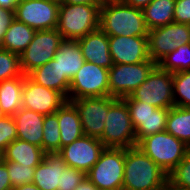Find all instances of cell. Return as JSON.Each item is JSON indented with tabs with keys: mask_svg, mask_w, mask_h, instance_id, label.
<instances>
[{
	"mask_svg": "<svg viewBox=\"0 0 190 190\" xmlns=\"http://www.w3.org/2000/svg\"><path fill=\"white\" fill-rule=\"evenodd\" d=\"M168 174L137 146L125 149L122 190H167Z\"/></svg>",
	"mask_w": 190,
	"mask_h": 190,
	"instance_id": "1",
	"label": "cell"
},
{
	"mask_svg": "<svg viewBox=\"0 0 190 190\" xmlns=\"http://www.w3.org/2000/svg\"><path fill=\"white\" fill-rule=\"evenodd\" d=\"M99 28L108 36H148L142 9L120 0H105L100 7Z\"/></svg>",
	"mask_w": 190,
	"mask_h": 190,
	"instance_id": "2",
	"label": "cell"
},
{
	"mask_svg": "<svg viewBox=\"0 0 190 190\" xmlns=\"http://www.w3.org/2000/svg\"><path fill=\"white\" fill-rule=\"evenodd\" d=\"M102 4H59L57 30L63 39L78 40L99 29Z\"/></svg>",
	"mask_w": 190,
	"mask_h": 190,
	"instance_id": "3",
	"label": "cell"
},
{
	"mask_svg": "<svg viewBox=\"0 0 190 190\" xmlns=\"http://www.w3.org/2000/svg\"><path fill=\"white\" fill-rule=\"evenodd\" d=\"M136 146L167 174L183 160L190 150V147L166 130L142 138Z\"/></svg>",
	"mask_w": 190,
	"mask_h": 190,
	"instance_id": "4",
	"label": "cell"
},
{
	"mask_svg": "<svg viewBox=\"0 0 190 190\" xmlns=\"http://www.w3.org/2000/svg\"><path fill=\"white\" fill-rule=\"evenodd\" d=\"M104 132L99 140L105 148L136 147V132L126 102L119 98L108 110Z\"/></svg>",
	"mask_w": 190,
	"mask_h": 190,
	"instance_id": "5",
	"label": "cell"
},
{
	"mask_svg": "<svg viewBox=\"0 0 190 190\" xmlns=\"http://www.w3.org/2000/svg\"><path fill=\"white\" fill-rule=\"evenodd\" d=\"M125 148H105L86 177L99 190H122Z\"/></svg>",
	"mask_w": 190,
	"mask_h": 190,
	"instance_id": "6",
	"label": "cell"
},
{
	"mask_svg": "<svg viewBox=\"0 0 190 190\" xmlns=\"http://www.w3.org/2000/svg\"><path fill=\"white\" fill-rule=\"evenodd\" d=\"M129 96L133 100L146 102L156 108H172L175 106L173 73L156 65L147 79Z\"/></svg>",
	"mask_w": 190,
	"mask_h": 190,
	"instance_id": "7",
	"label": "cell"
},
{
	"mask_svg": "<svg viewBox=\"0 0 190 190\" xmlns=\"http://www.w3.org/2000/svg\"><path fill=\"white\" fill-rule=\"evenodd\" d=\"M156 65L151 59L136 64H113L108 73L109 96L121 99L129 96Z\"/></svg>",
	"mask_w": 190,
	"mask_h": 190,
	"instance_id": "8",
	"label": "cell"
},
{
	"mask_svg": "<svg viewBox=\"0 0 190 190\" xmlns=\"http://www.w3.org/2000/svg\"><path fill=\"white\" fill-rule=\"evenodd\" d=\"M108 73L109 69L85 61L70 82L67 101L109 96Z\"/></svg>",
	"mask_w": 190,
	"mask_h": 190,
	"instance_id": "9",
	"label": "cell"
},
{
	"mask_svg": "<svg viewBox=\"0 0 190 190\" xmlns=\"http://www.w3.org/2000/svg\"><path fill=\"white\" fill-rule=\"evenodd\" d=\"M63 40L57 29L39 30L20 55V67L24 75L52 60Z\"/></svg>",
	"mask_w": 190,
	"mask_h": 190,
	"instance_id": "10",
	"label": "cell"
},
{
	"mask_svg": "<svg viewBox=\"0 0 190 190\" xmlns=\"http://www.w3.org/2000/svg\"><path fill=\"white\" fill-rule=\"evenodd\" d=\"M190 43V25L172 22L148 31V54L156 64L167 54Z\"/></svg>",
	"mask_w": 190,
	"mask_h": 190,
	"instance_id": "11",
	"label": "cell"
},
{
	"mask_svg": "<svg viewBox=\"0 0 190 190\" xmlns=\"http://www.w3.org/2000/svg\"><path fill=\"white\" fill-rule=\"evenodd\" d=\"M59 0H19L15 19L39 30L57 29Z\"/></svg>",
	"mask_w": 190,
	"mask_h": 190,
	"instance_id": "12",
	"label": "cell"
},
{
	"mask_svg": "<svg viewBox=\"0 0 190 190\" xmlns=\"http://www.w3.org/2000/svg\"><path fill=\"white\" fill-rule=\"evenodd\" d=\"M118 99L113 96H103L84 97L71 101L79 111L84 135L95 138L102 136L108 110Z\"/></svg>",
	"mask_w": 190,
	"mask_h": 190,
	"instance_id": "13",
	"label": "cell"
},
{
	"mask_svg": "<svg viewBox=\"0 0 190 190\" xmlns=\"http://www.w3.org/2000/svg\"><path fill=\"white\" fill-rule=\"evenodd\" d=\"M104 149L99 138L83 135L62 147L58 154L67 166L87 173L99 160Z\"/></svg>",
	"mask_w": 190,
	"mask_h": 190,
	"instance_id": "14",
	"label": "cell"
},
{
	"mask_svg": "<svg viewBox=\"0 0 190 190\" xmlns=\"http://www.w3.org/2000/svg\"><path fill=\"white\" fill-rule=\"evenodd\" d=\"M67 99L58 91L36 84L25 75L22 107L43 115L54 114Z\"/></svg>",
	"mask_w": 190,
	"mask_h": 190,
	"instance_id": "15",
	"label": "cell"
},
{
	"mask_svg": "<svg viewBox=\"0 0 190 190\" xmlns=\"http://www.w3.org/2000/svg\"><path fill=\"white\" fill-rule=\"evenodd\" d=\"M113 64H136L149 60L148 36H109Z\"/></svg>",
	"mask_w": 190,
	"mask_h": 190,
	"instance_id": "16",
	"label": "cell"
},
{
	"mask_svg": "<svg viewBox=\"0 0 190 190\" xmlns=\"http://www.w3.org/2000/svg\"><path fill=\"white\" fill-rule=\"evenodd\" d=\"M85 61L110 69L113 66L109 36L100 28L77 40Z\"/></svg>",
	"mask_w": 190,
	"mask_h": 190,
	"instance_id": "17",
	"label": "cell"
},
{
	"mask_svg": "<svg viewBox=\"0 0 190 190\" xmlns=\"http://www.w3.org/2000/svg\"><path fill=\"white\" fill-rule=\"evenodd\" d=\"M45 115L20 108L13 118L16 123L17 139L42 148L43 123Z\"/></svg>",
	"mask_w": 190,
	"mask_h": 190,
	"instance_id": "18",
	"label": "cell"
},
{
	"mask_svg": "<svg viewBox=\"0 0 190 190\" xmlns=\"http://www.w3.org/2000/svg\"><path fill=\"white\" fill-rule=\"evenodd\" d=\"M66 166L58 153H45L42 162L35 167L33 183L40 190H57Z\"/></svg>",
	"mask_w": 190,
	"mask_h": 190,
	"instance_id": "19",
	"label": "cell"
},
{
	"mask_svg": "<svg viewBox=\"0 0 190 190\" xmlns=\"http://www.w3.org/2000/svg\"><path fill=\"white\" fill-rule=\"evenodd\" d=\"M53 59L57 61L61 75L70 82L85 62L78 41L69 39H63L60 42Z\"/></svg>",
	"mask_w": 190,
	"mask_h": 190,
	"instance_id": "20",
	"label": "cell"
},
{
	"mask_svg": "<svg viewBox=\"0 0 190 190\" xmlns=\"http://www.w3.org/2000/svg\"><path fill=\"white\" fill-rule=\"evenodd\" d=\"M60 129L61 148L84 135L78 109L66 101L56 112Z\"/></svg>",
	"mask_w": 190,
	"mask_h": 190,
	"instance_id": "21",
	"label": "cell"
},
{
	"mask_svg": "<svg viewBox=\"0 0 190 190\" xmlns=\"http://www.w3.org/2000/svg\"><path fill=\"white\" fill-rule=\"evenodd\" d=\"M27 76L36 84L56 90L68 98L70 81L61 75L55 59L34 69Z\"/></svg>",
	"mask_w": 190,
	"mask_h": 190,
	"instance_id": "22",
	"label": "cell"
},
{
	"mask_svg": "<svg viewBox=\"0 0 190 190\" xmlns=\"http://www.w3.org/2000/svg\"><path fill=\"white\" fill-rule=\"evenodd\" d=\"M44 156L45 152L41 147L19 139L12 141L0 155L5 161H13L32 168L40 164Z\"/></svg>",
	"mask_w": 190,
	"mask_h": 190,
	"instance_id": "23",
	"label": "cell"
},
{
	"mask_svg": "<svg viewBox=\"0 0 190 190\" xmlns=\"http://www.w3.org/2000/svg\"><path fill=\"white\" fill-rule=\"evenodd\" d=\"M35 33V29L14 18L5 32L0 48L20 56L33 40Z\"/></svg>",
	"mask_w": 190,
	"mask_h": 190,
	"instance_id": "24",
	"label": "cell"
},
{
	"mask_svg": "<svg viewBox=\"0 0 190 190\" xmlns=\"http://www.w3.org/2000/svg\"><path fill=\"white\" fill-rule=\"evenodd\" d=\"M25 75L0 81V108L6 116H13L22 108V90Z\"/></svg>",
	"mask_w": 190,
	"mask_h": 190,
	"instance_id": "25",
	"label": "cell"
},
{
	"mask_svg": "<svg viewBox=\"0 0 190 190\" xmlns=\"http://www.w3.org/2000/svg\"><path fill=\"white\" fill-rule=\"evenodd\" d=\"M176 0H152L142 9L148 30L174 22Z\"/></svg>",
	"mask_w": 190,
	"mask_h": 190,
	"instance_id": "26",
	"label": "cell"
},
{
	"mask_svg": "<svg viewBox=\"0 0 190 190\" xmlns=\"http://www.w3.org/2000/svg\"><path fill=\"white\" fill-rule=\"evenodd\" d=\"M166 131L190 147V108H170Z\"/></svg>",
	"mask_w": 190,
	"mask_h": 190,
	"instance_id": "27",
	"label": "cell"
},
{
	"mask_svg": "<svg viewBox=\"0 0 190 190\" xmlns=\"http://www.w3.org/2000/svg\"><path fill=\"white\" fill-rule=\"evenodd\" d=\"M170 108H157L145 119H131L137 143L144 137L166 130Z\"/></svg>",
	"mask_w": 190,
	"mask_h": 190,
	"instance_id": "28",
	"label": "cell"
},
{
	"mask_svg": "<svg viewBox=\"0 0 190 190\" xmlns=\"http://www.w3.org/2000/svg\"><path fill=\"white\" fill-rule=\"evenodd\" d=\"M157 65L170 73L190 70V43L179 46L162 58Z\"/></svg>",
	"mask_w": 190,
	"mask_h": 190,
	"instance_id": "29",
	"label": "cell"
},
{
	"mask_svg": "<svg viewBox=\"0 0 190 190\" xmlns=\"http://www.w3.org/2000/svg\"><path fill=\"white\" fill-rule=\"evenodd\" d=\"M42 149L45 153H58L61 150L58 116L55 113L44 117Z\"/></svg>",
	"mask_w": 190,
	"mask_h": 190,
	"instance_id": "30",
	"label": "cell"
},
{
	"mask_svg": "<svg viewBox=\"0 0 190 190\" xmlns=\"http://www.w3.org/2000/svg\"><path fill=\"white\" fill-rule=\"evenodd\" d=\"M173 96L176 107L190 108V70L173 73Z\"/></svg>",
	"mask_w": 190,
	"mask_h": 190,
	"instance_id": "31",
	"label": "cell"
},
{
	"mask_svg": "<svg viewBox=\"0 0 190 190\" xmlns=\"http://www.w3.org/2000/svg\"><path fill=\"white\" fill-rule=\"evenodd\" d=\"M168 188L190 190V150L183 160L168 174Z\"/></svg>",
	"mask_w": 190,
	"mask_h": 190,
	"instance_id": "32",
	"label": "cell"
},
{
	"mask_svg": "<svg viewBox=\"0 0 190 190\" xmlns=\"http://www.w3.org/2000/svg\"><path fill=\"white\" fill-rule=\"evenodd\" d=\"M20 56L0 48V81L21 76Z\"/></svg>",
	"mask_w": 190,
	"mask_h": 190,
	"instance_id": "33",
	"label": "cell"
},
{
	"mask_svg": "<svg viewBox=\"0 0 190 190\" xmlns=\"http://www.w3.org/2000/svg\"><path fill=\"white\" fill-rule=\"evenodd\" d=\"M6 166L12 188L33 182L35 168L28 165L24 166L13 161H6Z\"/></svg>",
	"mask_w": 190,
	"mask_h": 190,
	"instance_id": "34",
	"label": "cell"
},
{
	"mask_svg": "<svg viewBox=\"0 0 190 190\" xmlns=\"http://www.w3.org/2000/svg\"><path fill=\"white\" fill-rule=\"evenodd\" d=\"M15 139H17L15 120L13 116H5L0 119V155Z\"/></svg>",
	"mask_w": 190,
	"mask_h": 190,
	"instance_id": "35",
	"label": "cell"
},
{
	"mask_svg": "<svg viewBox=\"0 0 190 190\" xmlns=\"http://www.w3.org/2000/svg\"><path fill=\"white\" fill-rule=\"evenodd\" d=\"M85 178V172L66 166L61 172L60 186H57V190H75Z\"/></svg>",
	"mask_w": 190,
	"mask_h": 190,
	"instance_id": "36",
	"label": "cell"
},
{
	"mask_svg": "<svg viewBox=\"0 0 190 190\" xmlns=\"http://www.w3.org/2000/svg\"><path fill=\"white\" fill-rule=\"evenodd\" d=\"M122 99L127 104L131 119H145L152 114V111L157 109L146 102L133 100L130 96H125Z\"/></svg>",
	"mask_w": 190,
	"mask_h": 190,
	"instance_id": "37",
	"label": "cell"
},
{
	"mask_svg": "<svg viewBox=\"0 0 190 190\" xmlns=\"http://www.w3.org/2000/svg\"><path fill=\"white\" fill-rule=\"evenodd\" d=\"M174 22L190 25V0H176Z\"/></svg>",
	"mask_w": 190,
	"mask_h": 190,
	"instance_id": "38",
	"label": "cell"
},
{
	"mask_svg": "<svg viewBox=\"0 0 190 190\" xmlns=\"http://www.w3.org/2000/svg\"><path fill=\"white\" fill-rule=\"evenodd\" d=\"M14 11L0 7V45L9 25L14 20Z\"/></svg>",
	"mask_w": 190,
	"mask_h": 190,
	"instance_id": "39",
	"label": "cell"
},
{
	"mask_svg": "<svg viewBox=\"0 0 190 190\" xmlns=\"http://www.w3.org/2000/svg\"><path fill=\"white\" fill-rule=\"evenodd\" d=\"M6 161L0 157V190H12Z\"/></svg>",
	"mask_w": 190,
	"mask_h": 190,
	"instance_id": "40",
	"label": "cell"
},
{
	"mask_svg": "<svg viewBox=\"0 0 190 190\" xmlns=\"http://www.w3.org/2000/svg\"><path fill=\"white\" fill-rule=\"evenodd\" d=\"M126 5L133 6L135 8L143 9L146 7L152 0H120Z\"/></svg>",
	"mask_w": 190,
	"mask_h": 190,
	"instance_id": "41",
	"label": "cell"
},
{
	"mask_svg": "<svg viewBox=\"0 0 190 190\" xmlns=\"http://www.w3.org/2000/svg\"><path fill=\"white\" fill-rule=\"evenodd\" d=\"M60 3L67 4H103L105 0H59Z\"/></svg>",
	"mask_w": 190,
	"mask_h": 190,
	"instance_id": "42",
	"label": "cell"
},
{
	"mask_svg": "<svg viewBox=\"0 0 190 190\" xmlns=\"http://www.w3.org/2000/svg\"><path fill=\"white\" fill-rule=\"evenodd\" d=\"M75 190H99L87 177L75 188Z\"/></svg>",
	"mask_w": 190,
	"mask_h": 190,
	"instance_id": "43",
	"label": "cell"
},
{
	"mask_svg": "<svg viewBox=\"0 0 190 190\" xmlns=\"http://www.w3.org/2000/svg\"><path fill=\"white\" fill-rule=\"evenodd\" d=\"M19 0H0V7L8 10L15 11L16 5Z\"/></svg>",
	"mask_w": 190,
	"mask_h": 190,
	"instance_id": "44",
	"label": "cell"
},
{
	"mask_svg": "<svg viewBox=\"0 0 190 190\" xmlns=\"http://www.w3.org/2000/svg\"><path fill=\"white\" fill-rule=\"evenodd\" d=\"M12 190H40L33 182L14 187Z\"/></svg>",
	"mask_w": 190,
	"mask_h": 190,
	"instance_id": "45",
	"label": "cell"
},
{
	"mask_svg": "<svg viewBox=\"0 0 190 190\" xmlns=\"http://www.w3.org/2000/svg\"><path fill=\"white\" fill-rule=\"evenodd\" d=\"M5 116H6V114L0 108V119L4 118Z\"/></svg>",
	"mask_w": 190,
	"mask_h": 190,
	"instance_id": "46",
	"label": "cell"
},
{
	"mask_svg": "<svg viewBox=\"0 0 190 190\" xmlns=\"http://www.w3.org/2000/svg\"><path fill=\"white\" fill-rule=\"evenodd\" d=\"M167 190H183V189H178V188H168Z\"/></svg>",
	"mask_w": 190,
	"mask_h": 190,
	"instance_id": "47",
	"label": "cell"
}]
</instances>
